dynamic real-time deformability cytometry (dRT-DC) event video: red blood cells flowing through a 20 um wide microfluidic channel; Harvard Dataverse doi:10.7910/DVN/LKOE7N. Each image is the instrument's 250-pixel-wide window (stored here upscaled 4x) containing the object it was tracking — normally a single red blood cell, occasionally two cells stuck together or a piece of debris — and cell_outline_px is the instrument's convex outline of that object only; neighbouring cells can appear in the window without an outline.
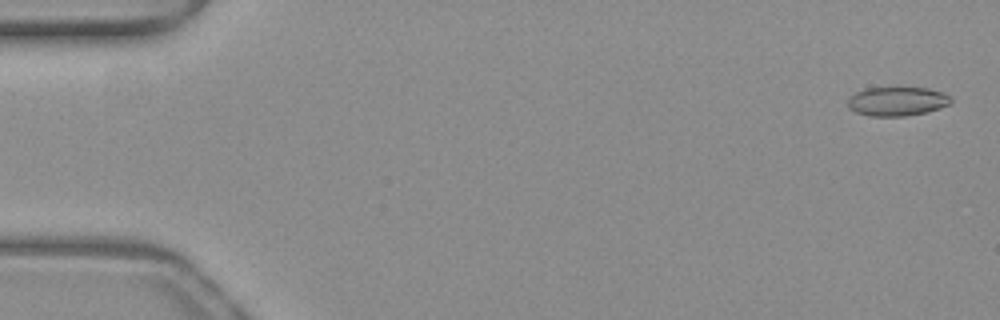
{"species": "common noctule bat (a hibernating species)", "species_latin": "Nyctalus noctula", "temperature_condition": "warm", "stored_images_in_passage": 23, "camera_frame_rate_fps": 3000, "um_per_image_px": 0.085, "animal": {"sex": "female", "body_mass_g": 19.3, "forearm_length_mm": 54.1}, "frame": {"image": 1, "passage_image": 2, "time_ms": 0.333, "image_size_px": [1000, 320], "cell_outline_px": [[952, 100], [948, 104], [940, 108], [924, 112], [904, 116], [868, 116], [856, 112], [848, 108], [848, 100], [856, 92], [864, 88], [928, 88], [944, 92], [952, 96]], "centroid_in_image_um": [76.26, 8.61], "position_along_channel_um": 8.7, "area_um2": 17.4}}
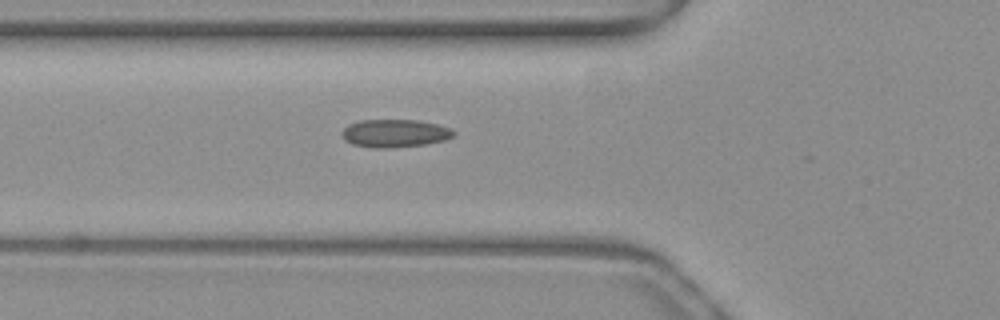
{"frame": {"image": 2, "passage_image": 19, "time_ms": 6.0, "image_size_px": [1000, 320], "cell_outline_px": [[456, 136], [444, 140], [424, 144], [388, 148], [372, 148], [352, 144], [344, 140], [340, 132], [348, 124], [360, 120], [420, 120], [452, 128], [456, 132]], "centroid_in_image_um": [33.55, 11.32], "position_along_channel_um": 92.2, "area_um2": 18.38}}
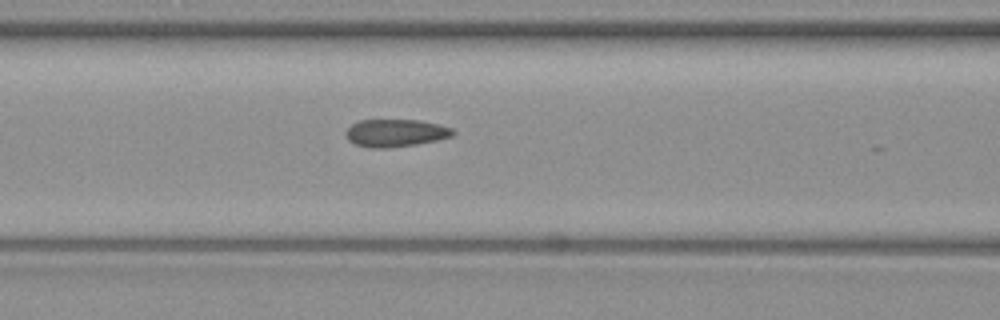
{"frame": {"image": 3, "passage_image": 22, "time_ms": 7.0, "image_size_px": [1000, 320], "cell_outline_px": [[456, 132], [452, 136], [436, 140], [416, 144], [388, 148], [368, 148], [356, 144], [348, 140], [344, 132], [352, 124], [360, 120], [420, 120], [440, 124], [452, 128]], "centroid_in_image_um": [33.62, 11.3], "position_along_channel_um": 133.0, "area_um2": 17.28}}